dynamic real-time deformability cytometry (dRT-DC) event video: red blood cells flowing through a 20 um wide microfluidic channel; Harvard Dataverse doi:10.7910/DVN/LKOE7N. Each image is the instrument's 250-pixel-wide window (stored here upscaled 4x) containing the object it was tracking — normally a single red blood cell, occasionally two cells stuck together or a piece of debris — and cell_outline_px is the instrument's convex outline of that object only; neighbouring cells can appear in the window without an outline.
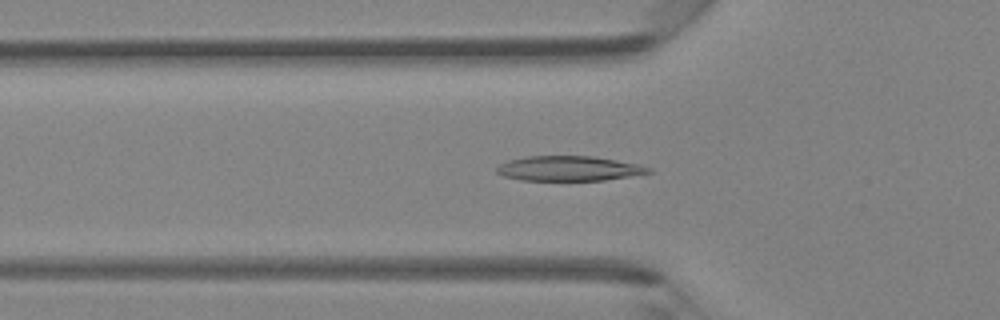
{"species": "Egyptian fruit bat (a non-hibernating species)", "species_latin": "Rousettus aegyptiacus", "temperature_condition": "room temperature", "stored_images_in_passage": 44, "camera_frame_rate_fps": 3000, "um_per_image_px": 0.085, "animal": {"sex": "female"}, "frame": {"image": 1, "passage_image": 14, "time_ms": 4.333, "image_size_px": [1000, 320], "cell_outline_px": [[652, 172], [604, 180], [520, 180], [504, 176], [496, 172], [496, 168], [500, 164], [508, 160], [524, 156], [592, 156], [640, 164], [652, 168]], "centroid_in_image_um": [48.34, 14.31], "position_along_channel_um": 77.5, "area_um2": 21.96}}
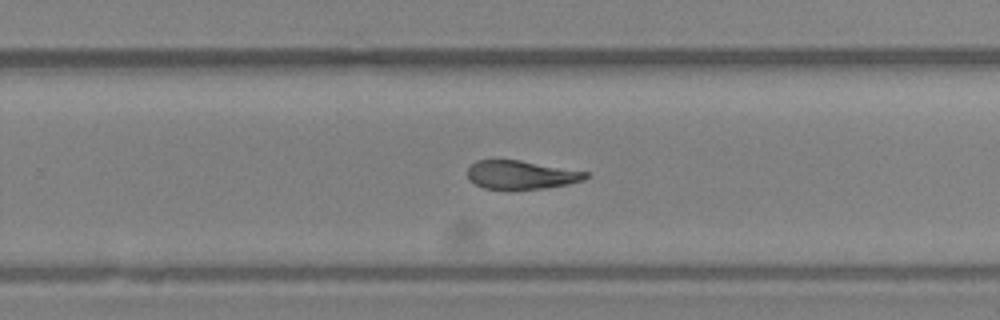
{"frame": {"image": 2, "passage_image": 28, "time_ms": 9.0, "image_size_px": [1000, 320], "cell_outline_px": [[588, 176], [584, 180], [568, 184], [544, 188], [484, 188], [468, 180], [468, 168], [476, 160], [520, 160], [588, 172]], "centroid_in_image_um": [44.29, 14.84], "position_along_channel_um": 285.5, "area_um2": 19.31}}
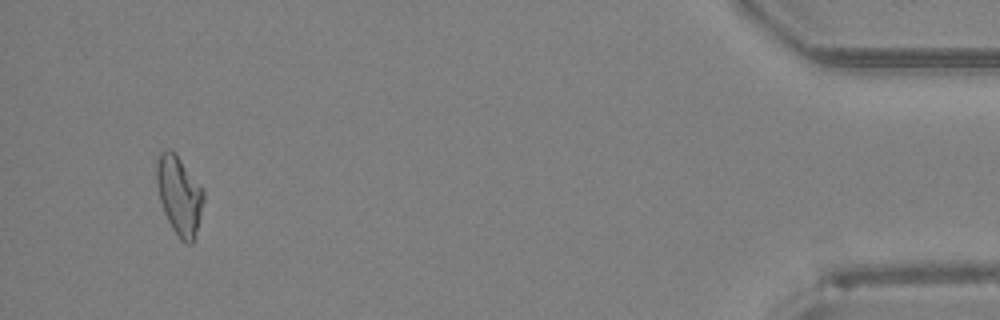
{"frame": {"image": 3, "passage_image": 42, "time_ms": 13.667, "image_size_px": [1000, 320], "cell_outline_px": [[204, 200], [200, 216], [192, 244], [188, 244], [180, 240], [172, 228], [164, 212], [160, 200], [156, 184], [156, 160], [160, 152], [168, 148], [176, 152], [204, 188]], "centroid_in_image_um": [15.23, 16.54], "position_along_channel_um": 420.0, "area_um2": 21.85}}